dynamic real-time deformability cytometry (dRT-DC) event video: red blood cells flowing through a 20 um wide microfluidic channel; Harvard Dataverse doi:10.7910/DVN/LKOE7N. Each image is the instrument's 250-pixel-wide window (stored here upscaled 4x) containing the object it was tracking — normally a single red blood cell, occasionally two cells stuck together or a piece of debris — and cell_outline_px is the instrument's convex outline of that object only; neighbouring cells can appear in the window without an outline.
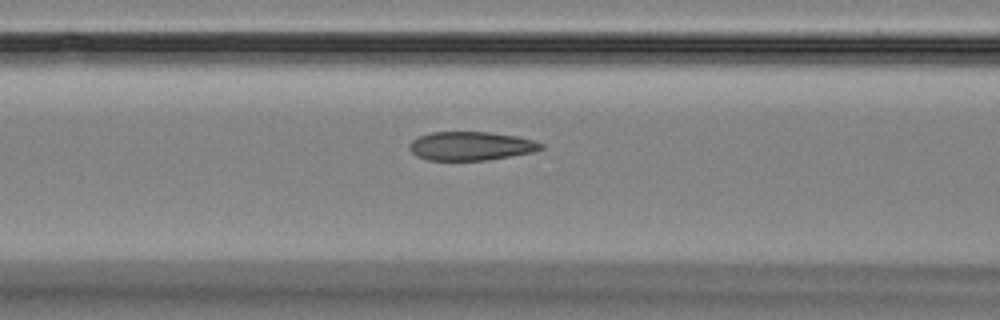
{"species": "Egyptian fruit bat (a non-hibernating species)", "species_latin": "Rousettus aegyptiacus", "temperature_condition": "room temperature", "stored_images_in_passage": 5, "camera_frame_rate_fps": 3000, "um_per_image_px": 0.085, "animal": {"sex": "female"}, "frame": {"image": 1, "passage_image": 5, "time_ms": 6.667, "image_size_px": [1000, 320], "cell_outline_px": [[544, 148], [532, 152], [484, 160], [428, 160], [416, 156], [408, 148], [408, 144], [412, 140], [420, 136], [432, 132], [488, 132], [516, 136], [532, 140], [544, 144]], "centroid_in_image_um": [39.99, 12.41], "position_along_channel_um": 126.6, "area_um2": 21.85}}